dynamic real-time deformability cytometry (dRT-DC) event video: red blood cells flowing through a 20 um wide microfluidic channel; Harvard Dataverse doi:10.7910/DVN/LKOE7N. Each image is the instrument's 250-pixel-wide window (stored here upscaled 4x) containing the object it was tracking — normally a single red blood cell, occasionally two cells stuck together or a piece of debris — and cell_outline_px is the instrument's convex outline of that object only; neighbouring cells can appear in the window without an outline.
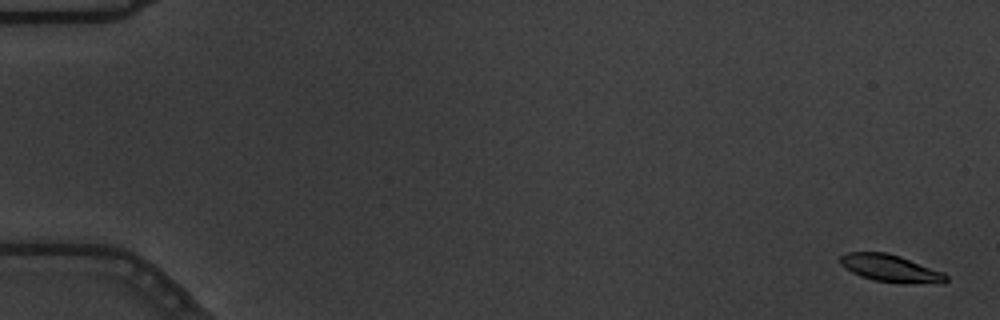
{"species": "common noctule bat (a hibernating species)", "species_latin": "Nyctalus noctula", "temperature_condition": "warm", "stored_images_in_passage": 9, "camera_frame_rate_fps": 3000, "um_per_image_px": 0.085, "animal": {"sex": "male", "body_mass_g": 19.5, "forearm_length_mm": 54.6}, "frame": {"image": 1, "passage_image": 2, "time_ms": 0.333, "image_size_px": [1000, 320], "cell_outline_px": [[948, 280], [944, 284], [940, 284], [872, 280], [860, 276], [852, 272], [840, 264], [840, 256], [848, 252], [888, 252], [900, 256], [944, 272], [948, 276]], "centroid_in_image_um": [75.72, 22.8], "position_along_channel_um": 9.3, "area_um2": 16.7}}